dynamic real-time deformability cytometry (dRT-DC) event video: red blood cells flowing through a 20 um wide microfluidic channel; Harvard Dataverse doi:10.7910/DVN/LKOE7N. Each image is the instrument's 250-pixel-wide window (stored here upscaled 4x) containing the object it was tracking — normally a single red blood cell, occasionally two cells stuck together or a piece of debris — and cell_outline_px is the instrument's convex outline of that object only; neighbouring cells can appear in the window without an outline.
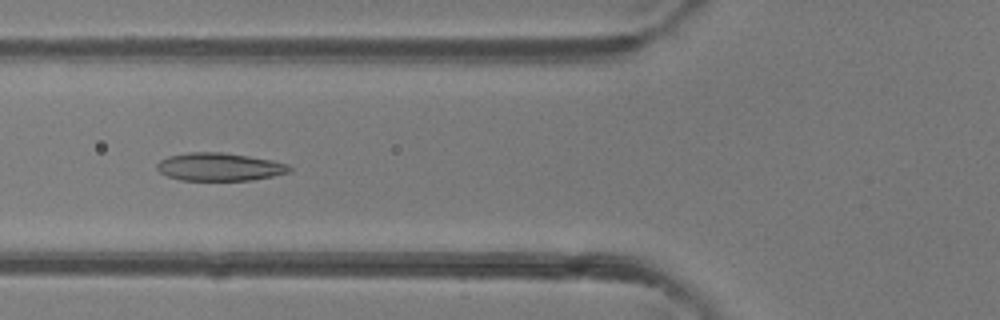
{"species": "common noctule bat (a hibernating species)", "species_latin": "Nyctalus noctula", "temperature_condition": "room temperature", "stored_images_in_passage": 41, "camera_frame_rate_fps": 3000, "um_per_image_px": 0.085, "animal": {"sex": "female"}, "frame": {"image": 1, "passage_image": 11, "time_ms": 3.333, "image_size_px": [1000, 320], "cell_outline_px": [[292, 172], [252, 180], [180, 180], [168, 176], [160, 172], [156, 168], [156, 164], [160, 160], [168, 156], [188, 152], [224, 152], [272, 160], [288, 164], [292, 168]], "centroid_in_image_um": [18.66, 14.18], "position_along_channel_um": 107.1, "area_um2": 21.68}}
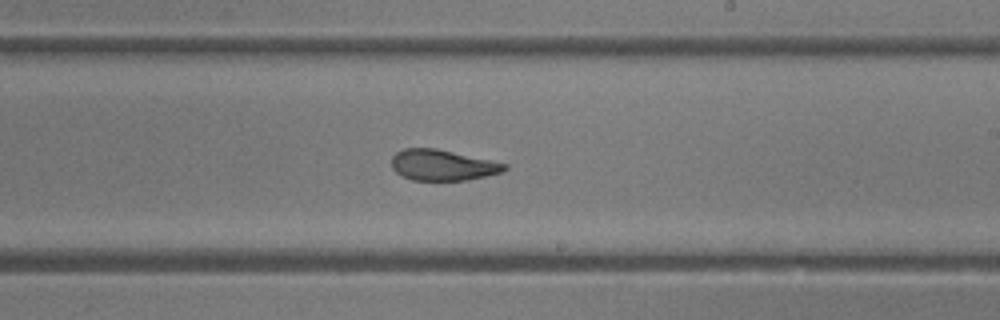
{"frame": {"image": 2, "passage_image": 21, "time_ms": 6.667, "image_size_px": [1000, 320], "cell_outline_px": [[508, 168], [500, 172], [468, 180], [412, 180], [400, 176], [392, 168], [392, 156], [396, 152], [404, 148], [436, 148], [508, 164]], "centroid_in_image_um": [37.58, 14.03], "position_along_channel_um": 251.4, "area_um2": 20.23}}
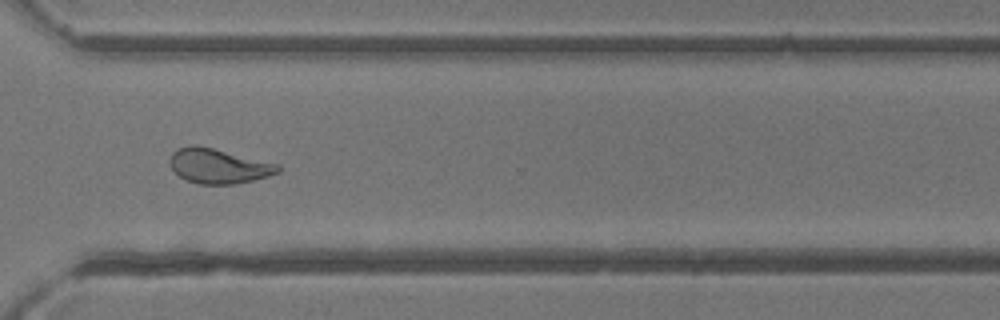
{"frame": {"image": 3, "passage_image": 28, "time_ms": 9.0, "image_size_px": [1000, 320], "cell_outline_px": [[280, 172], [268, 176], [236, 184], [200, 184], [188, 180], [180, 176], [172, 168], [168, 160], [172, 152], [176, 148], [192, 144], [196, 144], [280, 164]], "centroid_in_image_um": [18.57, 14.09], "position_along_channel_um": 352.0, "area_um2": 21.96}, "authors_computed_cell_mechanics": {"area_um2": 22.4264, "velocity_mm_per_s": 4.3271, "shape_relaxation_time_tau1_ms": 5.8725, "shape_relaxation_time_tau2_ms": 1.5859, "deformation_change_tau1": 0.1805, "deformation_change_tau2": 0.0786}}